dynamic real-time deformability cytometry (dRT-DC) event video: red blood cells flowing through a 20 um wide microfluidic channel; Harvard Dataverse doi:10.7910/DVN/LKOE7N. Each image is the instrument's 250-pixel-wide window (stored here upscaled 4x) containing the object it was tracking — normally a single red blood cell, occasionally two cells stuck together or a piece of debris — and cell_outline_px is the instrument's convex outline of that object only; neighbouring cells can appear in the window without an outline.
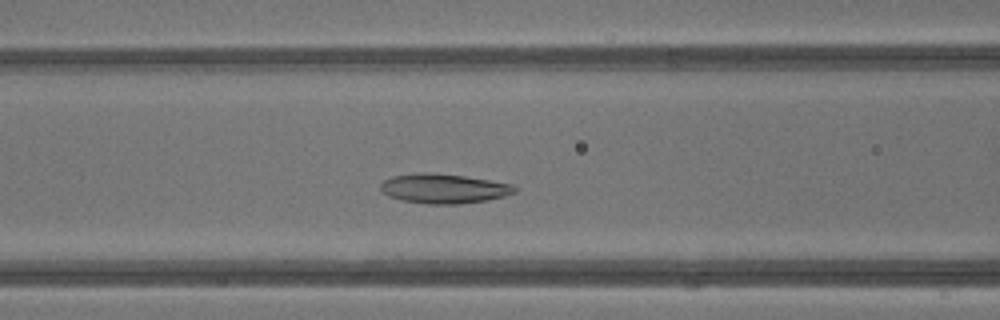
{"species": "common noctule bat (a hibernating species)", "species_latin": "Nyctalus noctula", "temperature_condition": "warm", "stored_images_in_passage": 38, "camera_frame_rate_fps": 3000, "um_per_image_px": 0.085, "animal": {"sex": "male", "body_mass_g": 13.3}, "frame": {"image": 1, "passage_image": 13, "time_ms": 4.0, "image_size_px": [1000, 320], "cell_outline_px": [[516, 192], [504, 196], [488, 200], [460, 204], [428, 204], [404, 200], [388, 196], [380, 188], [380, 184], [384, 180], [392, 176], [420, 172], [432, 172], [464, 176], [512, 184], [516, 188]], "centroid_in_image_um": [37.72, 16.02], "position_along_channel_um": 128.9, "area_um2": 23.06}}
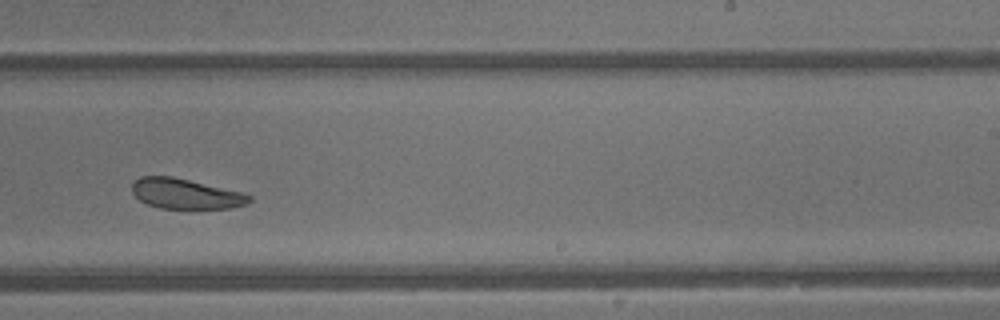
{"frame": {"image": 2, "passage_image": 22, "time_ms": 7.0, "image_size_px": [1000, 320], "cell_outline_px": [[252, 200], [244, 204], [232, 208], [160, 208], [148, 204], [140, 200], [132, 192], [132, 184], [140, 176], [172, 176], [240, 192], [252, 196]], "centroid_in_image_um": [15.75, 16.47], "position_along_channel_um": 273.2, "area_um2": 20.29}}
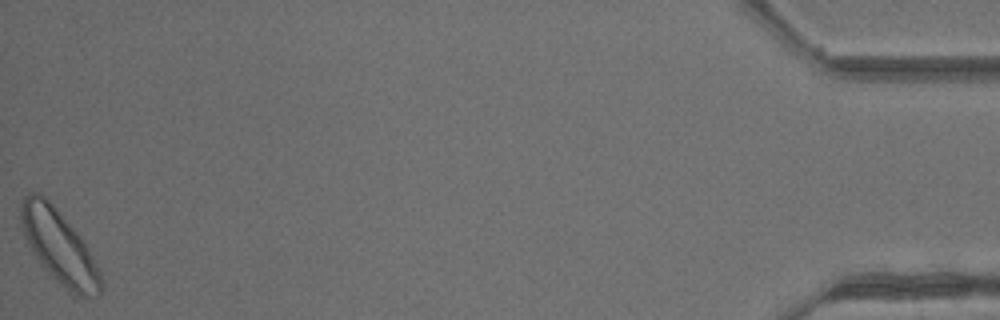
{"frame": {"image": 3, "passage_image": 38, "time_ms": 12.333, "image_size_px": [1000, 320], "cell_outline_px": [[104, 284], [100, 296], [80, 296], [72, 292], [52, 276], [40, 264], [20, 228], [20, 204], [24, 196], [28, 192], [40, 192], [52, 204], [76, 232], [96, 260]], "centroid_in_image_um": [5.02, 20.96], "position_along_channel_um": 430.2, "area_um2": 33.87}, "authors_computed_cell_mechanics": {"area_um2": 24.3916, "velocity_mm_per_s": 4.8249, "shape_relaxation_time_tau1_ms": 4.6073, "shape_relaxation_time_tau2_ms": null, "deformation_change_tau1": 0.1083, "deformation_change_tau2": null}}